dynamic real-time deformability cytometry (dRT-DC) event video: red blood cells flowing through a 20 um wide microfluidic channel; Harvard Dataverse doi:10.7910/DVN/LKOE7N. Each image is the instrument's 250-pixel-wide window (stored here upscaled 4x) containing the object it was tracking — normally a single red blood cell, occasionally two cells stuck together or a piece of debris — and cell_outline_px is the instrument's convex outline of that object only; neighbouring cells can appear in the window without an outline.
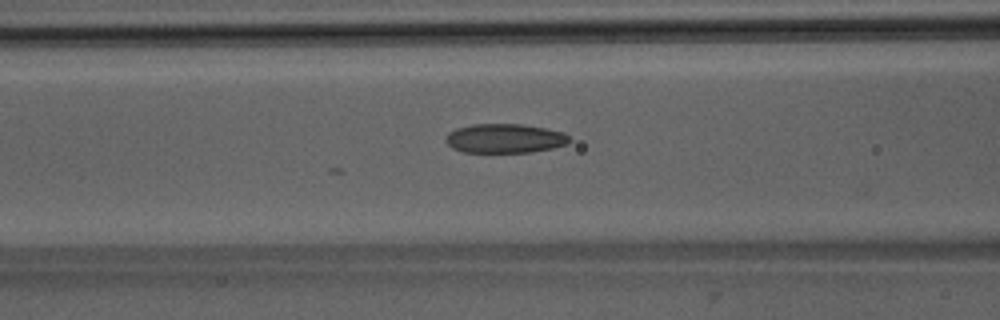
{"species": "Egyptian fruit bat (a non-hibernating species)", "species_latin": "Rousettus aegyptiacus", "temperature_condition": "room temperature", "stored_images_in_passage": 51, "camera_frame_rate_fps": 3000, "um_per_image_px": 0.085, "animal": {"sex": "male"}, "frame": {"image": 1, "passage_image": 21, "time_ms": 6.667, "image_size_px": [1000, 320], "cell_outline_px": [[572, 140], [568, 144], [552, 148], [532, 152], [464, 152], [452, 148], [444, 140], [448, 132], [456, 128], [472, 124], [524, 124], [548, 128], [564, 132]], "centroid_in_image_um": [42.93, 11.76], "position_along_channel_um": 123.7, "area_um2": 21.33}}
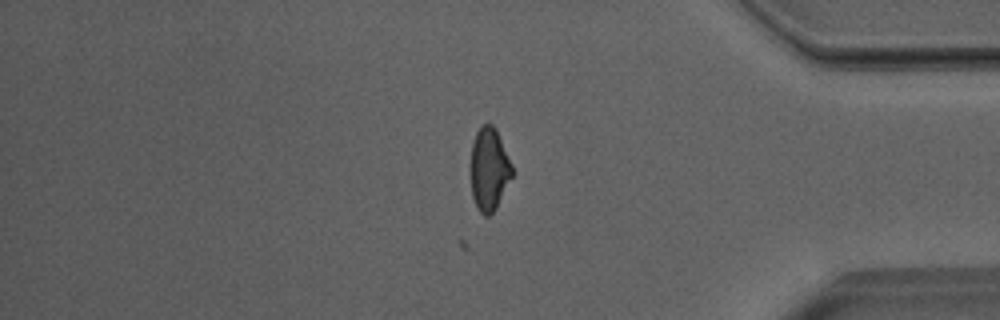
{"frame": {"image": 2, "passage_image": 43, "time_ms": 14.0, "image_size_px": [1000, 320], "cell_outline_px": [[512, 176], [496, 208], [488, 216], [484, 216], [476, 208], [472, 196], [472, 144], [476, 132], [480, 124], [492, 124], [496, 128], [512, 164]], "centroid_in_image_um": [41.58, 14.37], "position_along_channel_um": 393.6, "area_um2": 19.83}}
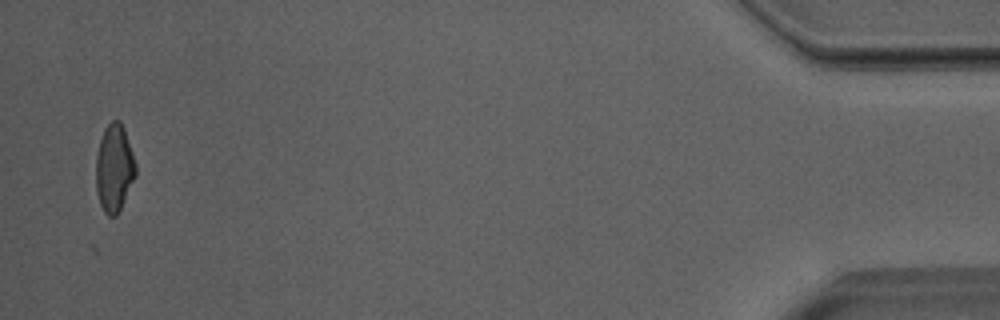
{"frame": {"image": 3, "passage_image": 50, "time_ms": 16.333, "image_size_px": [1000, 320], "cell_outline_px": [[136, 176], [116, 216], [108, 216], [104, 212], [100, 204], [96, 192], [96, 156], [100, 140], [104, 128], [112, 120], [120, 120], [124, 128], [136, 164]], "centroid_in_image_um": [9.7, 14.28], "position_along_channel_um": 425.5, "area_um2": 20.23}}